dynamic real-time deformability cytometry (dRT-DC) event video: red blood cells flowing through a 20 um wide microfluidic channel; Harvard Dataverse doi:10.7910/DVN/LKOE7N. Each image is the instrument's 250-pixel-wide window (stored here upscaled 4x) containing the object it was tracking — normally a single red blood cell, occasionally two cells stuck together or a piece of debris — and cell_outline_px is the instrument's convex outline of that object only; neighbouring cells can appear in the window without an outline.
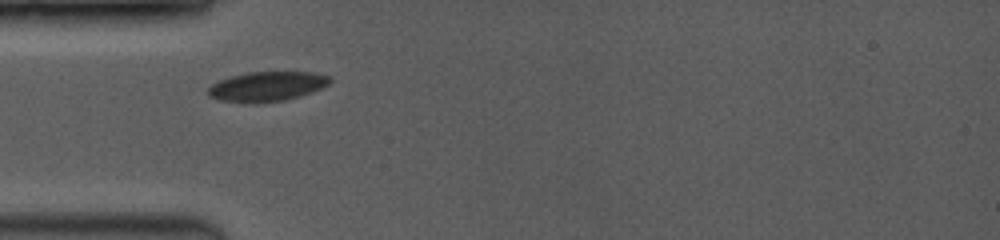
{"species": "common noctule bat (a hibernating species)", "species_latin": "Nyctalus noctula", "temperature_condition": "room temperature", "stored_images_in_passage": 12, "camera_frame_rate_fps": 3500, "um_per_image_px": 0.085, "animal": {"sex": "female", "body_mass_g": 19.0, "forearm_length_mm": 53.3}, "frame": {"image": 1, "passage_image": 1, "time_ms": 0.0, "image_size_px": [1000, 240], "cell_outline_px": [[332, 80], [328, 84], [312, 92], [300, 96], [284, 100], [252, 104], [220, 100], [208, 96], [208, 88], [212, 84], [220, 80], [232, 76], [248, 72], [312, 72], [328, 76]], "centroid_in_image_um": [22.67, 7.36], "position_along_channel_um": 62.3, "area_um2": 21.04}}
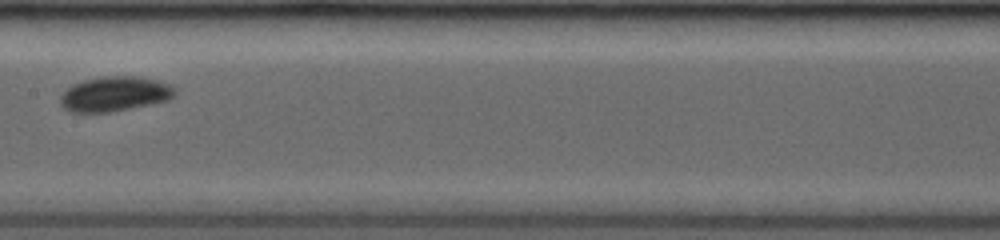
{"frame": {"image": 2, "passage_image": 4, "time_ms": 3.429, "image_size_px": [1000, 240], "cell_outline_px": [[176, 96], [168, 100], [108, 112], [68, 112], [60, 104], [60, 96], [72, 84], [84, 80], [104, 76], [136, 76], [156, 80], [168, 84], [176, 88]], "centroid_in_image_um": [9.74, 7.98], "position_along_channel_um": 197.7, "area_um2": 23.12}}
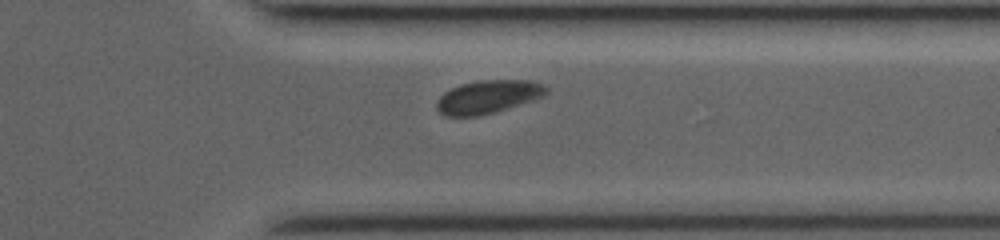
{"frame": {"image": 3, "passage_image": 10, "time_ms": 7.714, "image_size_px": [1000, 240], "cell_outline_px": [[548, 92], [544, 96], [536, 100], [480, 116], [444, 116], [436, 108], [436, 100], [444, 92], [460, 84], [480, 80], [528, 80], [544, 84], [548, 88]], "centroid_in_image_um": [41.5, 8.23], "position_along_channel_um": 369.9, "area_um2": 21.44}}